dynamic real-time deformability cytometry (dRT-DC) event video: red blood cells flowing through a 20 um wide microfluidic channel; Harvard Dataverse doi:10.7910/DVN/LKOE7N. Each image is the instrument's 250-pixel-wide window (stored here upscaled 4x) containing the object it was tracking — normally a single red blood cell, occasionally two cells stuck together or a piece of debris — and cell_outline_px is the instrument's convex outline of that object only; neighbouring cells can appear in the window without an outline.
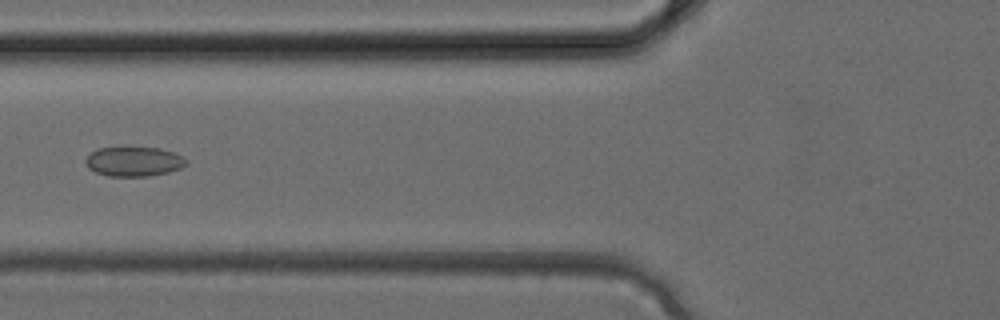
{"species": "common noctule bat (a hibernating species)", "species_latin": "Nyctalus noctula", "temperature_condition": "cold", "stored_images_in_passage": 5, "camera_frame_rate_fps": 3000, "um_per_image_px": 0.085, "animal": {"sex": "female", "body_mass_g": 24.6, "forearm_length_mm": 56.2}, "frame": {"image": 1, "passage_image": 5, "time_ms": 1.333, "image_size_px": [1000, 320], "cell_outline_px": [[188, 164], [180, 168], [168, 172], [148, 176], [108, 176], [96, 172], [88, 168], [84, 160], [96, 148], [120, 144], [128, 144], [160, 148], [184, 156], [188, 160]], "centroid_in_image_um": [11.36, 13.66], "position_along_channel_um": 114.4, "area_um2": 18.32}}